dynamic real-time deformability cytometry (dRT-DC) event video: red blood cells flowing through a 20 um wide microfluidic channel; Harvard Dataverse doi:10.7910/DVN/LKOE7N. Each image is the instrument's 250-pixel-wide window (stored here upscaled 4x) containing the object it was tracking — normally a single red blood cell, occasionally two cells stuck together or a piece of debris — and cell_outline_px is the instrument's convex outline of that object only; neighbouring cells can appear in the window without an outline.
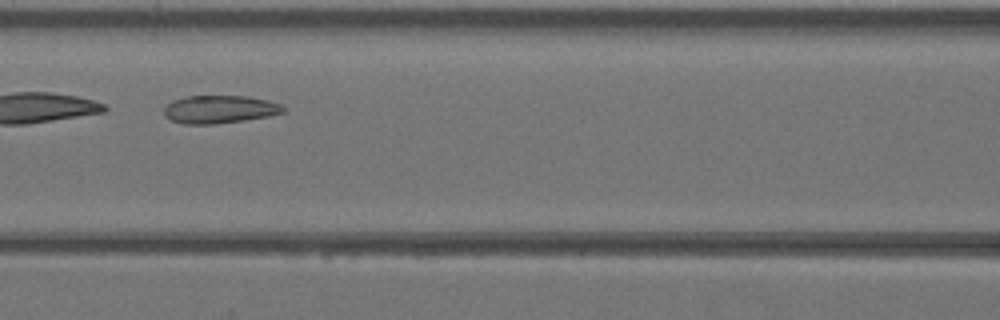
{"species": "Egyptian fruit bat (a non-hibernating species)", "species_latin": "Rousettus aegyptiacus", "temperature_condition": "warm", "stored_images_in_passage": 28, "camera_frame_rate_fps": 3000, "um_per_image_px": 0.085, "animal": {"sex": "female"}, "frame": {"image": 1, "passage_image": 9, "time_ms": 2.667, "image_size_px": [1000, 320], "cell_outline_px": [[284, 112], [268, 116], [244, 120], [212, 124], [184, 124], [172, 120], [164, 116], [164, 108], [172, 100], [188, 96], [248, 96], [268, 100], [280, 104], [284, 108]], "centroid_in_image_um": [18.65, 9.29], "position_along_channel_um": 148.0, "area_um2": 19.31}}